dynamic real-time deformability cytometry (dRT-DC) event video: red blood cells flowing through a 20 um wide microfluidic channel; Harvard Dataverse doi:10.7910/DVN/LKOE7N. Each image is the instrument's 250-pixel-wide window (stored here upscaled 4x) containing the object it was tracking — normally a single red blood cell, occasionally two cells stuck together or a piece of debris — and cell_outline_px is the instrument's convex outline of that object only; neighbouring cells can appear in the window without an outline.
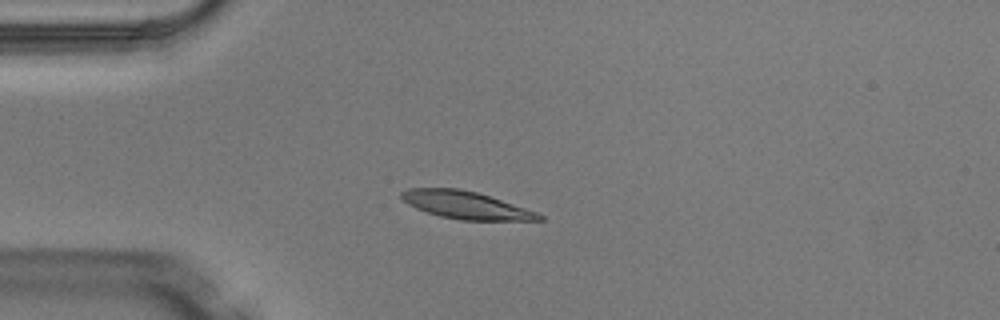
{"species": "Egyptian fruit bat (a non-hibernating species)", "species_latin": "Rousettus aegyptiacus", "temperature_condition": "warm", "stored_images_in_passage": 3, "camera_frame_rate_fps": 3000, "um_per_image_px": 0.085, "animal": {"sex": "male"}, "frame": {"image": 1, "passage_image": 2, "time_ms": 0.333, "image_size_px": [1000, 320], "cell_outline_px": [[544, 220], [460, 220], [440, 216], [416, 208], [408, 204], [400, 196], [400, 192], [408, 188], [460, 188], [476, 192], [536, 212], [544, 216]], "centroid_in_image_um": [39.55, 17.43], "position_along_channel_um": 45.4, "area_um2": 21.73}}